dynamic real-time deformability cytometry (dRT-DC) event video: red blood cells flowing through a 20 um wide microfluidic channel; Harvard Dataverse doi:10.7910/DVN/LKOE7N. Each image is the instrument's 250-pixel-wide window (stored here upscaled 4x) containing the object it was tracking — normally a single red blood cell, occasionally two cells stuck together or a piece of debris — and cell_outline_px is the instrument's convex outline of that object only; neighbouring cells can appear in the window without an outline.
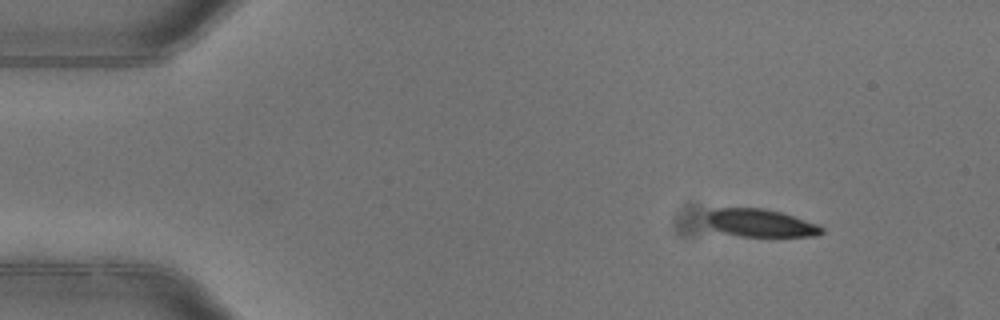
{"species": "common noctule bat (a hibernating species)", "species_latin": "Nyctalus noctula", "temperature_condition": "warm", "stored_images_in_passage": 2, "camera_frame_rate_fps": 3000, "um_per_image_px": 0.085, "animal": {"sex": "female"}, "frame": {"image": 1, "passage_image": 2, "time_ms": 0.333, "image_size_px": [1000, 320], "cell_outline_px": [[824, 232], [816, 236], [740, 236], [724, 232], [708, 224], [708, 212], [716, 208], [764, 208], [780, 212], [820, 224], [824, 228]], "centroid_in_image_um": [64.72, 18.95], "position_along_channel_um": 20.3, "area_um2": 18.44}}